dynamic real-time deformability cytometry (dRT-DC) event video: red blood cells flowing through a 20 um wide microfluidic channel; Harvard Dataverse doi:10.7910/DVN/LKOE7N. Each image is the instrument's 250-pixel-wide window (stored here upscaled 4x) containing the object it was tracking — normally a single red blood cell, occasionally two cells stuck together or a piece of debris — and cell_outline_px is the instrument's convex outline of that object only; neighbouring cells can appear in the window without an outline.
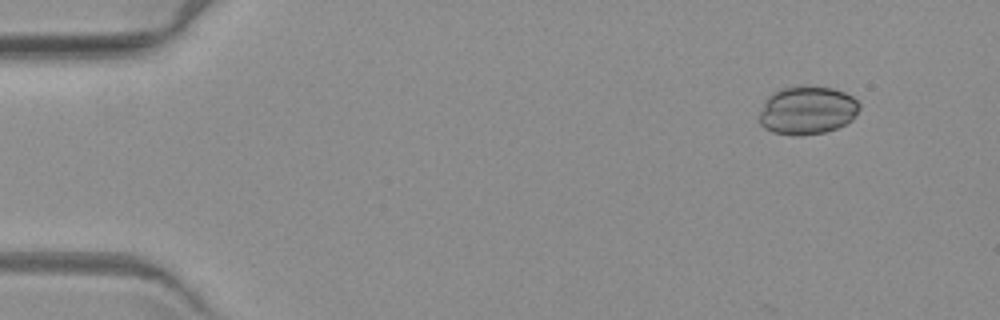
{"species": "common noctule bat (a hibernating species)", "species_latin": "Nyctalus noctula", "temperature_condition": "warm", "stored_images_in_passage": 7, "camera_frame_rate_fps": 3000, "um_per_image_px": 0.085, "animal": {"sex": "female", "body_mass_g": 19.3, "forearm_length_mm": 54.1}, "frame": {"image": 1, "passage_image": 2, "time_ms": 1.333, "image_size_px": [1000, 320], "cell_outline_px": [[860, 108], [856, 116], [852, 120], [836, 128], [824, 132], [800, 136], [796, 136], [772, 132], [764, 128], [760, 124], [760, 112], [764, 100], [772, 92], [780, 88], [800, 84], [808, 84], [832, 88], [844, 92], [852, 96], [860, 104]], "centroid_in_image_um": [68.6, 9.34], "position_along_channel_um": 16.4, "area_um2": 28.78}}
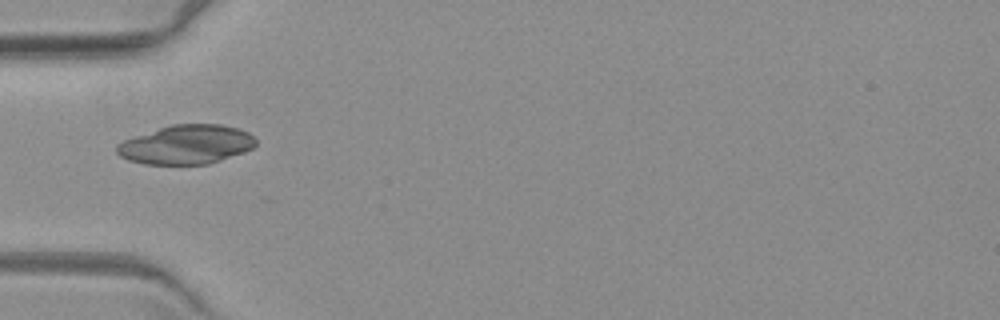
{"frame": {"image": 2, "passage_image": 6, "time_ms": 6.0, "image_size_px": [1000, 320], "cell_outline_px": [[256, 144], [252, 148], [244, 152], [208, 164], [144, 164], [128, 160], [120, 156], [116, 152], [116, 144], [124, 140], [172, 124], [220, 124], [236, 128], [248, 132], [256, 140]], "centroid_in_image_um": [15.83, 12.29], "position_along_channel_um": 69.2, "area_um2": 31.44}}
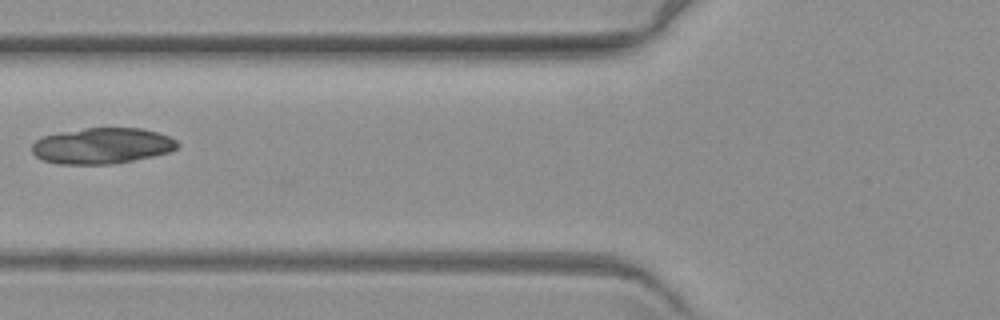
{"frame": {"image": 3, "passage_image": 7, "time_ms": 7.333, "image_size_px": [1000, 320], "cell_outline_px": [[180, 144], [176, 148], [168, 152], [152, 156], [112, 164], [60, 164], [44, 160], [36, 156], [32, 152], [32, 144], [36, 140], [44, 136], [60, 132], [84, 128], [140, 128], [160, 132], [176, 140]], "centroid_in_image_um": [8.68, 12.38], "position_along_channel_um": 117.1, "area_um2": 30.35}}